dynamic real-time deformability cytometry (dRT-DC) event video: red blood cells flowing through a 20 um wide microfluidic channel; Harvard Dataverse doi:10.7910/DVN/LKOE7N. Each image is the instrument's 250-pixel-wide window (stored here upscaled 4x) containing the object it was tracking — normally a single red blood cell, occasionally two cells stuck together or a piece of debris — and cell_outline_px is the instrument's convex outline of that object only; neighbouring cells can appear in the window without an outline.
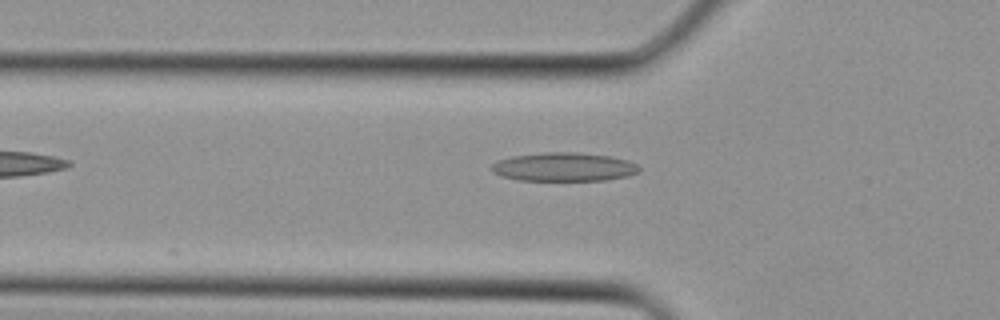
{"species": "Egyptian fruit bat (a non-hibernating species)", "species_latin": "Rousettus aegyptiacus", "temperature_condition": "cold", "stored_images_in_passage": 4, "camera_frame_rate_fps": 3000, "um_per_image_px": 0.085, "animal": {"sex": "female"}, "frame": {"image": 1, "passage_image": 4, "time_ms": 1.0, "image_size_px": [1000, 320], "cell_outline_px": [[640, 168], [636, 172], [624, 176], [604, 180], [520, 180], [504, 176], [492, 172], [492, 164], [496, 160], [512, 156], [544, 152], [576, 152], [612, 156], [628, 160], [636, 164]], "centroid_in_image_um": [47.9, 14.17], "position_along_channel_um": 77.9, "area_um2": 24.45}}